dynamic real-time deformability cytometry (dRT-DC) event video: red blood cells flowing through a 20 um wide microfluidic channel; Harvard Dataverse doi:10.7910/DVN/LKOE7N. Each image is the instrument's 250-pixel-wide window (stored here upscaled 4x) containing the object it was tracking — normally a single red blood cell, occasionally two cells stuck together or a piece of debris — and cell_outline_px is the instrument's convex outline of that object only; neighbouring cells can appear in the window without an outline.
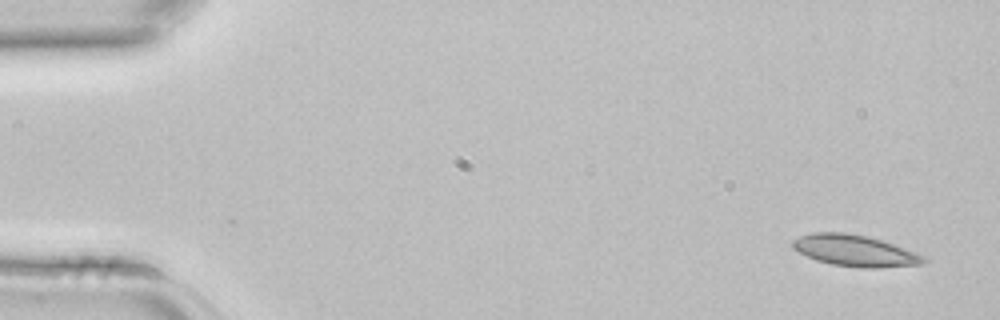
{"species": "common noctule bat (a hibernating species)", "species_latin": "Nyctalus noctula", "temperature_condition": "room temperature", "stored_images_in_passage": 3, "segment_of_instrument_passage": [1, 2], "camera_frame_rate_fps": 3000, "um_per_image_px": 0.085, "animal": {"sex": "female", "body_mass_g": 22.7, "forearm_length_mm": 54.2}, "frame": {"image": 1, "passage_image": 1, "time_ms": 0.0, "image_size_px": [1000, 320], "cell_outline_px": [[928, 260], [920, 264], [876, 268], [864, 268], [832, 264], [816, 260], [792, 248], [792, 240], [800, 236], [812, 232], [844, 232], [868, 236], [884, 240], [928, 256]], "centroid_in_image_um": [72.71, 21.29], "position_along_channel_um": 12.3, "area_um2": 24.16}}